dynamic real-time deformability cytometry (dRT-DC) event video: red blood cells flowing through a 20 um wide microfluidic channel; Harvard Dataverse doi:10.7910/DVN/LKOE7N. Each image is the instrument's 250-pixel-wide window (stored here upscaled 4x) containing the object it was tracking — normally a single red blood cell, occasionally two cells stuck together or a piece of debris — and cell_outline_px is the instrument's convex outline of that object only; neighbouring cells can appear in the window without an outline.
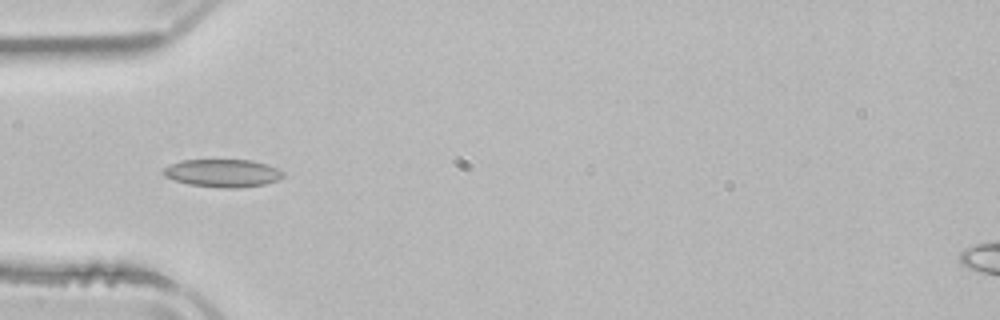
{"species": "common noctule bat (a hibernating species)", "species_latin": "Nyctalus noctula", "temperature_condition": "room temperature", "stored_images_in_passage": 5, "camera_frame_rate_fps": 3000, "um_per_image_px": 0.085, "animal": {"sex": "male", "body_mass_g": 21.5, "forearm_length_mm": 52.0}, "frame": {"image": 1, "passage_image": 4, "time_ms": 4.333, "image_size_px": [1000, 320], "cell_outline_px": [[284, 176], [276, 180], [264, 184], [236, 188], [220, 188], [188, 184], [164, 176], [160, 172], [164, 168], [180, 160], [252, 160], [268, 164], [284, 172]], "centroid_in_image_um": [18.92, 14.71], "position_along_channel_um": 66.1, "area_um2": 19.42}}
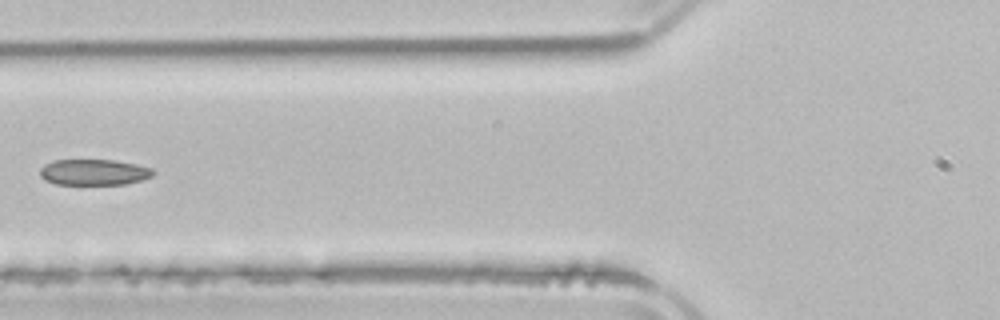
{"frame": {"image": 2, "passage_image": 5, "time_ms": 5.667, "image_size_px": [1000, 320], "cell_outline_px": [[156, 172], [152, 176], [128, 184], [56, 184], [44, 180], [40, 176], [40, 168], [44, 164], [56, 160], [112, 160], [136, 164], [152, 168]], "centroid_in_image_um": [7.98, 14.64], "position_along_channel_um": 117.8, "area_um2": 17.11}}